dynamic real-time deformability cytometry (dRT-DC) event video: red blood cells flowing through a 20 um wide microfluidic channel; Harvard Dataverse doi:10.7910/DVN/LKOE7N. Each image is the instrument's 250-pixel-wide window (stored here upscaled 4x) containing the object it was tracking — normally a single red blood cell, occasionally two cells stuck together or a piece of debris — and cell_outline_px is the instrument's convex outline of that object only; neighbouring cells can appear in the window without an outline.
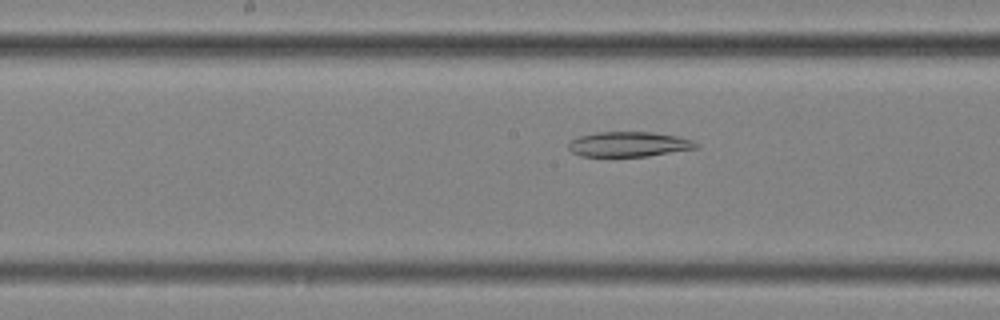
{"species": "common noctule bat (a hibernating species)", "species_latin": "Nyctalus noctula", "temperature_condition": "cold", "stored_images_in_passage": 56, "segment_of_instrument_passage": [2, 2], "camera_frame_rate_fps": 3000, "um_per_image_px": 0.085, "animal": {"sex": "female", "body_mass_g": 25.1}, "frame": {"image": 1, "passage_image": 29, "time_ms": 9.333, "image_size_px": [1000, 320], "cell_outline_px": [[700, 148], [648, 156], [580, 156], [572, 152], [568, 148], [568, 144], [572, 140], [580, 136], [596, 132], [652, 132], [676, 136], [692, 140], [700, 144]], "centroid_in_image_um": [53.49, 12.26], "position_along_channel_um": 194.7, "area_um2": 18.61}}
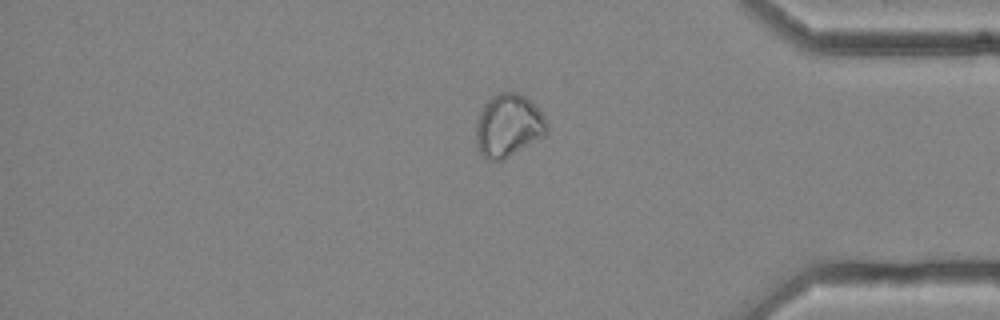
{"frame": {"image": 2, "passage_image": 47, "time_ms": 15.333, "image_size_px": [1000, 320], "cell_outline_px": [[548, 132], [544, 136], [508, 156], [500, 160], [488, 160], [480, 156], [476, 148], [476, 124], [480, 112], [484, 104], [496, 92], [516, 92], [532, 100], [544, 116], [548, 124]], "centroid_in_image_um": [43.2, 10.66], "position_along_channel_um": 392.0, "area_um2": 26.13}}
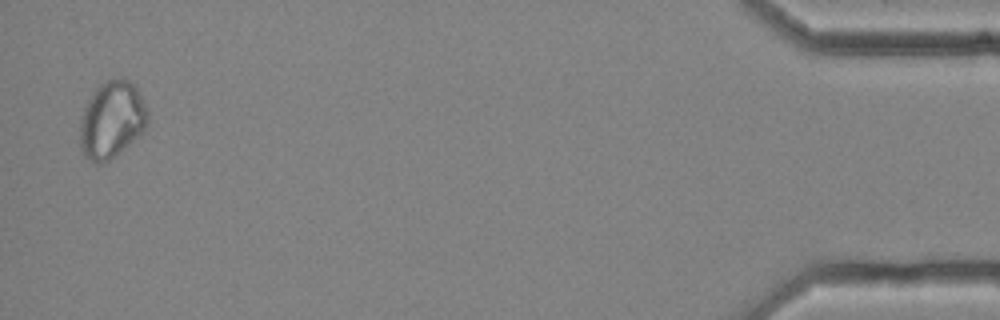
{"frame": {"image": 3, "passage_image": 55, "time_ms": 18.0, "image_size_px": [1000, 320], "cell_outline_px": [[148, 120], [144, 128], [128, 144], [108, 160], [100, 164], [96, 164], [84, 156], [80, 148], [80, 116], [88, 100], [96, 88], [104, 80], [112, 76], [124, 76], [136, 88], [144, 100], [148, 112]], "centroid_in_image_um": [9.47, 10.12], "position_along_channel_um": 425.7, "area_um2": 30.4}}